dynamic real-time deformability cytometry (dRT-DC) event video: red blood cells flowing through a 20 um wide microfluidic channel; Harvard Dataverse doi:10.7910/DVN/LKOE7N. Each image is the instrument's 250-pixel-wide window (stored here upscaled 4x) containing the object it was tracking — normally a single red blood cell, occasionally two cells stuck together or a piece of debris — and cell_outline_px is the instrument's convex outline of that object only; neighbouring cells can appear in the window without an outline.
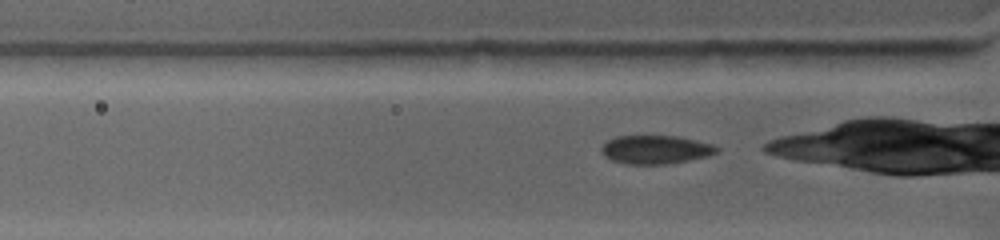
{"species": "common noctule bat (a hibernating species)", "species_latin": "Nyctalus noctula", "temperature_condition": "warm", "stored_images_in_passage": 5, "camera_frame_rate_fps": 4500, "um_per_image_px": 0.085, "animal": {"sex": "female", "body_mass_g": 19.0, "forearm_length_mm": 53.3}, "frame": {"image": 1, "passage_image": 2, "time_ms": 0.222, "image_size_px": [1000, 240], "cell_outline_px": [[720, 152], [708, 156], [688, 160], [664, 164], [624, 164], [612, 160], [604, 156], [600, 152], [600, 148], [608, 140], [616, 136], [680, 136], [712, 144], [720, 148]], "centroid_in_image_um": [55.73, 12.71], "position_along_channel_um": 70.1, "area_um2": 19.31}}